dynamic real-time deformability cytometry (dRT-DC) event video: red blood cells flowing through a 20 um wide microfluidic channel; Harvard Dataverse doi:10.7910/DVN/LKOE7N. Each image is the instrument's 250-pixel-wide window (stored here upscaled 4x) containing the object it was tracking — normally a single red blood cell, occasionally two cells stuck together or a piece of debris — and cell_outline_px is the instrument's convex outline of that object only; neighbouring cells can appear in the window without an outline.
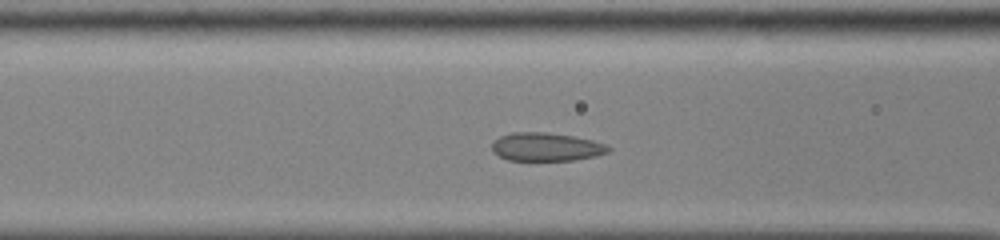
{"species": "common noctule bat (a hibernating species)", "species_latin": "Nyctalus noctula", "temperature_condition": "cold", "stored_images_in_passage": 44, "segment_of_instrument_passage": [1, 2], "camera_frame_rate_fps": 3000, "um_per_image_px": 0.085, "animal": {"sex": "male", "body_mass_g": 13.0, "forearm_length_mm": 53.1}, "frame": {"image": 1, "passage_image": 13, "time_ms": 4.0, "image_size_px": [1000, 240], "cell_outline_px": [[612, 148], [608, 152], [596, 156], [572, 160], [508, 160], [492, 152], [492, 140], [500, 136], [512, 132], [548, 132], [572, 136], [592, 140], [608, 144]], "centroid_in_image_um": [46.42, 12.48], "position_along_channel_um": 120.2, "area_um2": 19.36}}
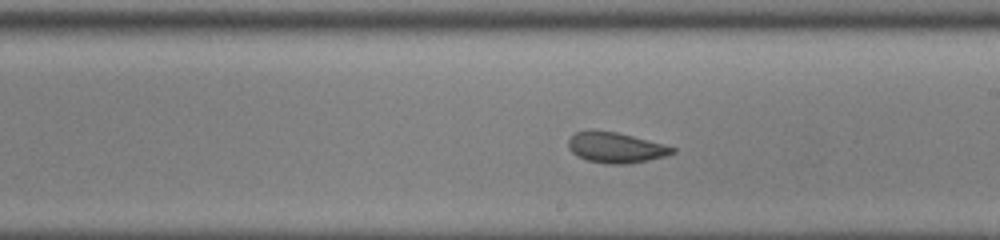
{"frame": {"image": 2, "passage_image": 22, "time_ms": 7.0, "image_size_px": [1000, 240], "cell_outline_px": [[676, 152], [664, 156], [648, 160], [628, 164], [608, 164], [588, 160], [572, 152], [568, 148], [568, 140], [576, 132], [616, 132], [664, 144], [676, 148]], "centroid_in_image_um": [52.38, 12.57], "position_along_channel_um": 236.6, "area_um2": 17.98}}
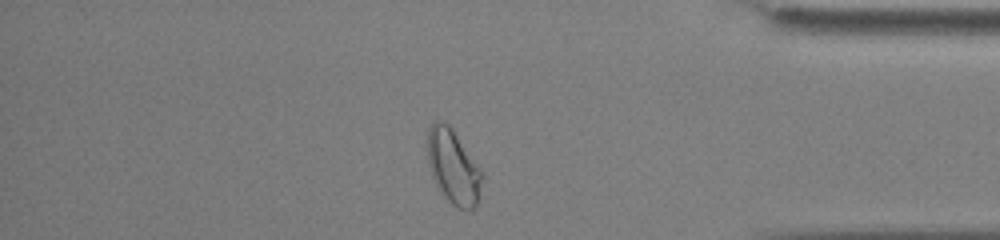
{"frame": {"image": 3, "passage_image": 36, "time_ms": 11.667, "image_size_px": [1000, 240], "cell_outline_px": [[484, 176], [480, 200], [468, 212], [456, 208], [444, 196], [436, 184], [432, 176], [428, 160], [428, 128], [432, 120], [444, 120], [452, 128], [484, 172]], "centroid_in_image_um": [38.57, 14.19], "position_along_channel_um": 396.6, "area_um2": 24.22}}